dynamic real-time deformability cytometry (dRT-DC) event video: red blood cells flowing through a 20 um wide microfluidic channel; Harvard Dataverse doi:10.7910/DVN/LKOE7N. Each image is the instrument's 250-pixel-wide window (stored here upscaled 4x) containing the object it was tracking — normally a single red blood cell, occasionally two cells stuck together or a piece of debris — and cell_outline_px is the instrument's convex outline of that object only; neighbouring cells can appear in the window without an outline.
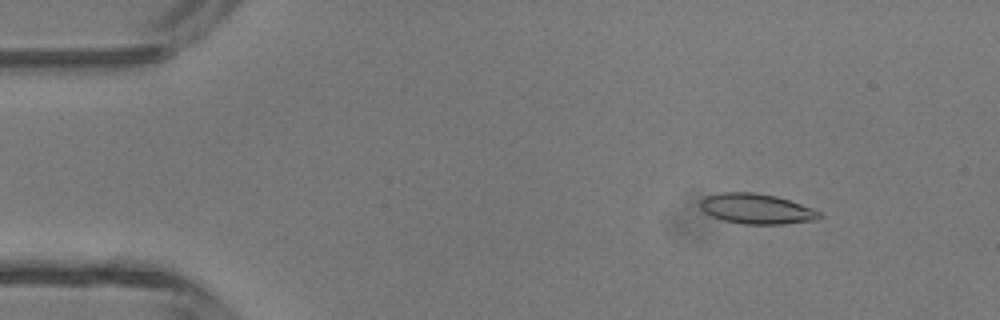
{"species": "common noctule bat (a hibernating species)", "species_latin": "Nyctalus noctula", "temperature_condition": "room temperature", "stored_images_in_passage": 46, "camera_frame_rate_fps": 3000, "um_per_image_px": 0.085, "animal": {"sex": "male", "body_mass_g": 13.3}, "frame": {"image": 1, "passage_image": 6, "time_ms": 1.667, "image_size_px": [1000, 320], "cell_outline_px": [[824, 216], [820, 220], [784, 224], [744, 224], [724, 220], [712, 216], [704, 212], [700, 208], [700, 200], [704, 196], [720, 192], [756, 192], [776, 196], [812, 208], [820, 212]], "centroid_in_image_um": [64.32, 17.75], "position_along_channel_um": 20.7, "area_um2": 21.21}}
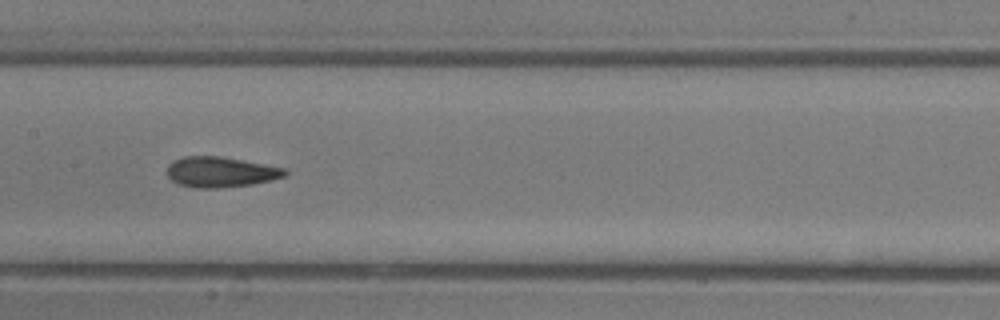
{"frame": {"image": 2, "passage_image": 23, "time_ms": 7.333, "image_size_px": [1000, 320], "cell_outline_px": [[288, 172], [284, 176], [272, 180], [252, 184], [220, 188], [196, 188], [180, 184], [172, 180], [168, 176], [168, 164], [172, 160], [184, 156], [220, 156], [288, 168]], "centroid_in_image_um": [18.77, 14.61], "position_along_channel_um": 188.6, "area_um2": 20.98}}
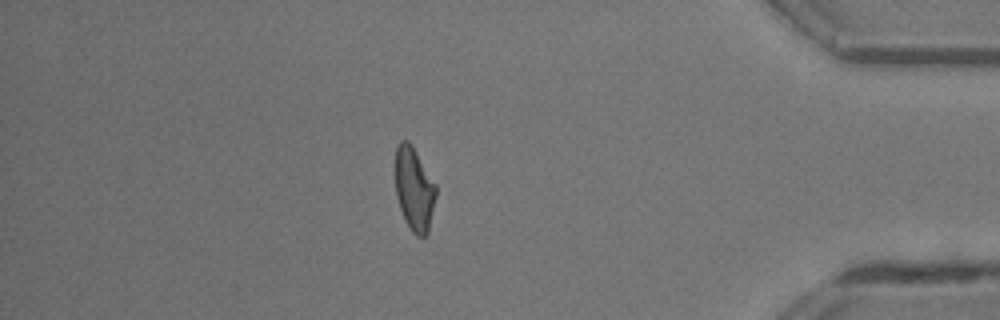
{"frame": {"image": 3, "passage_image": 40, "time_ms": 13.0, "image_size_px": [1000, 320], "cell_outline_px": [[436, 196], [428, 232], [424, 236], [416, 236], [412, 232], [404, 220], [396, 196], [396, 148], [400, 140], [408, 140], [436, 184]], "centroid_in_image_um": [35.21, 16.09], "position_along_channel_um": 400.0, "area_um2": 19.59}, "authors_computed_cell_mechanics": {"area_um2": 20.6346, "velocity_mm_per_s": 4.4525, "shape_relaxation_time_tau1_ms": 7.5224, "shape_relaxation_time_tau2_ms": 2.0366, "deformation_change_tau1": 0.2023, "deformation_change_tau2": 0.0839}}